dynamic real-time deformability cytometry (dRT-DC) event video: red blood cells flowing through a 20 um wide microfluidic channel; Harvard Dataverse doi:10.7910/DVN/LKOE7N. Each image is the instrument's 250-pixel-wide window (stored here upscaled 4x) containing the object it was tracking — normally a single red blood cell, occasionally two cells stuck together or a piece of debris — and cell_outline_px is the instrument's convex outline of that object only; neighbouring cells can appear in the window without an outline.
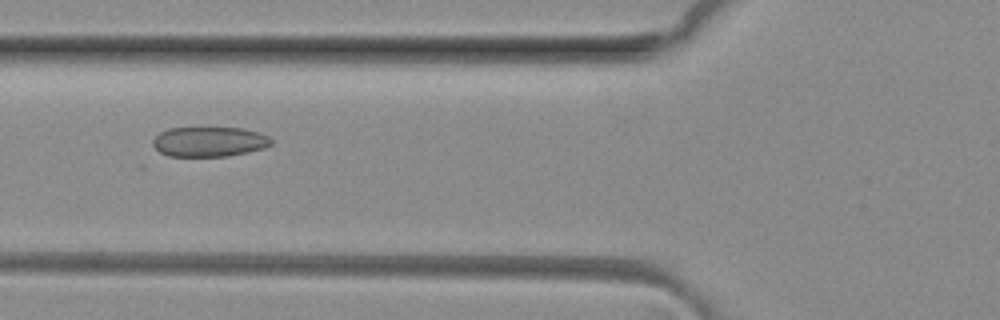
{"species": "common noctule bat (a hibernating species)", "species_latin": "Nyctalus noctula", "temperature_condition": "room temperature", "stored_images_in_passage": 5, "camera_frame_rate_fps": 3000, "um_per_image_px": 0.085, "animal": {"sex": "female", "body_mass_g": 29.2, "forearm_length_mm": 56.3}, "frame": {"image": 1, "passage_image": 5, "time_ms": 1.333, "image_size_px": [1000, 320], "cell_outline_px": [[272, 144], [264, 148], [248, 152], [228, 156], [168, 156], [160, 152], [152, 144], [152, 140], [160, 132], [168, 128], [244, 128], [260, 132], [268, 136], [272, 140]], "centroid_in_image_um": [17.8, 12.04], "position_along_channel_um": 108.0, "area_um2": 20.69}}